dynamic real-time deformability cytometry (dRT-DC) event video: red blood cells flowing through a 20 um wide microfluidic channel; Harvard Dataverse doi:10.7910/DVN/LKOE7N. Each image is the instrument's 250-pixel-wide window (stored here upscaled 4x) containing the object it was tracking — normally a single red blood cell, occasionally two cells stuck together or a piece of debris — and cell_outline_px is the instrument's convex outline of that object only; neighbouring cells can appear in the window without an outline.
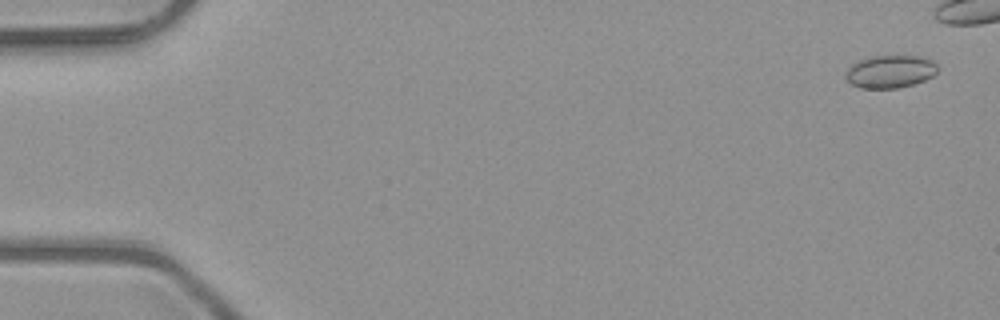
{"species": "common noctule bat (a hibernating species)", "species_latin": "Nyctalus noctula", "temperature_condition": "room temperature", "stored_images_in_passage": 4, "camera_frame_rate_fps": 3000, "um_per_image_px": 0.085, "animal": {"sex": "male", "body_mass_g": 23.1, "forearm_length_mm": 52.7}, "frame": {"image": 1, "passage_image": 1, "time_ms": 0.0, "image_size_px": [1000, 320], "cell_outline_px": [[940, 68], [932, 76], [924, 80], [912, 84], [896, 88], [860, 88], [852, 84], [844, 76], [848, 68], [852, 64], [860, 60], [872, 56], [916, 56], [932, 60]], "centroid_in_image_um": [75.66, 6.08], "position_along_channel_um": 9.3, "area_um2": 17.4}}